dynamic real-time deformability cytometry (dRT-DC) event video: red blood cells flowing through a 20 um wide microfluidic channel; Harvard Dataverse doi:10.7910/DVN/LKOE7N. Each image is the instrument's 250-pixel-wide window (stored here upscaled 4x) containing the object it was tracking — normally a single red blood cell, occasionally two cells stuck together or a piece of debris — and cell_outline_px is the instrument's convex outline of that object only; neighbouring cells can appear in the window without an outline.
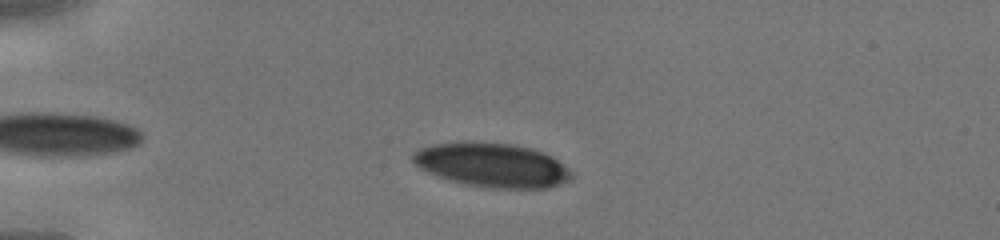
{"species": "human", "species_latin": "Homo sapiens", "temperature_condition": "cold", "stored_images_in_passage": 37, "camera_frame_rate_fps": 3000, "um_per_image_px": 0.085, "donor": {"sex": "male"}, "frame": {"image": 1, "passage_image": 8, "time_ms": 2.333, "image_size_px": [1000, 240], "cell_outline_px": [[572, 176], [568, 180], [548, 188], [484, 188], [452, 180], [428, 172], [420, 168], [412, 160], [412, 152], [420, 148], [432, 144], [464, 140], [472, 140], [508, 144], [528, 148], [544, 152], [552, 156], [568, 168], [572, 172]], "centroid_in_image_um": [41.8, 14.01], "position_along_channel_um": 43.2, "area_um2": 40.86}}
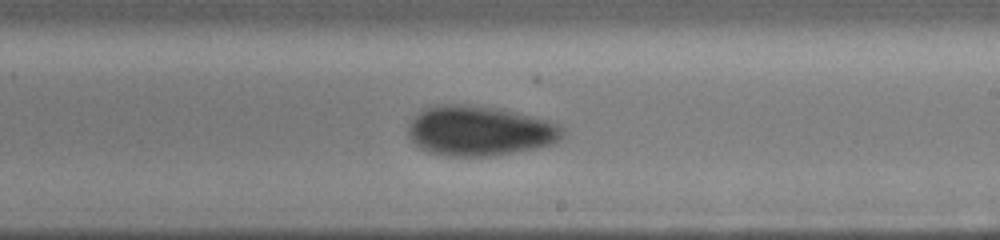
{"frame": {"image": 2, "passage_image": 24, "time_ms": 7.667, "image_size_px": [1000, 240], "cell_outline_px": [[564, 136], [556, 144], [496, 156], [444, 156], [428, 152], [420, 148], [408, 136], [408, 124], [424, 108], [436, 104], [476, 104], [500, 108], [548, 120], [560, 124], [564, 128]], "centroid_in_image_um": [40.8, 11.12], "position_along_channel_um": 248.2, "area_um2": 45.72}}
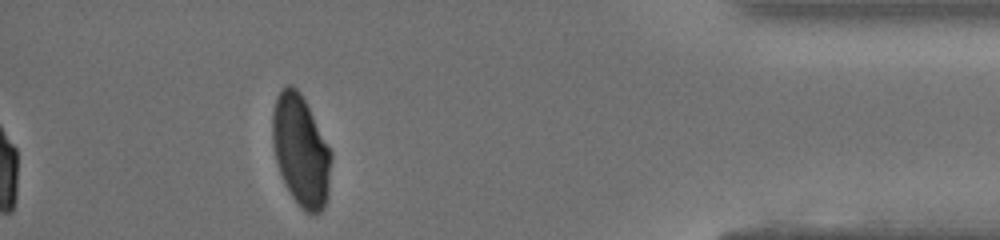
{"frame": {"image": 3, "passage_image": 37, "time_ms": 12.0, "image_size_px": [1000, 240], "cell_outline_px": [[332, 156], [328, 196], [324, 208], [320, 212], [308, 212], [292, 196], [280, 172], [276, 160], [272, 140], [272, 112], [276, 96], [288, 84], [292, 84], [300, 92], [332, 152]], "centroid_in_image_um": [25.58, 12.77], "position_along_channel_um": 409.6, "area_um2": 37.51}}